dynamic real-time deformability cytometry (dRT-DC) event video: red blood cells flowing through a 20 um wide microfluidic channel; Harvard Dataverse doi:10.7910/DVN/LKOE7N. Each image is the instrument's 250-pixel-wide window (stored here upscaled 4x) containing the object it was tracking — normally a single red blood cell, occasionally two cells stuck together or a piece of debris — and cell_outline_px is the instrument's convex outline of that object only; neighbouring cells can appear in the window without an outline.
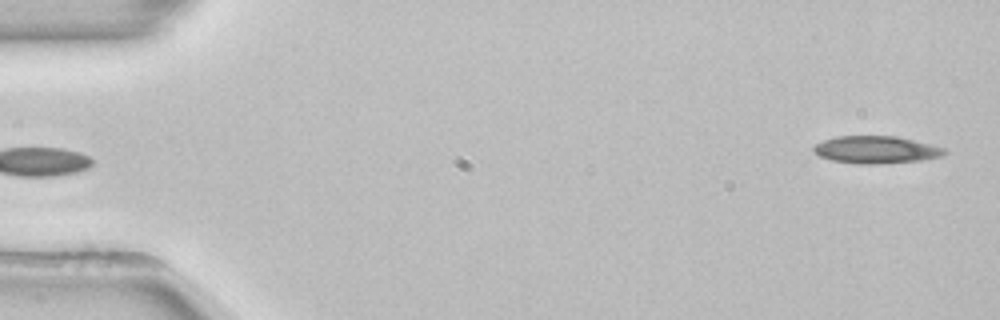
{"species": "common noctule bat (a hibernating species)", "species_latin": "Nyctalus noctula", "temperature_condition": "room temperature", "stored_images_in_passage": 52, "camera_frame_rate_fps": 3000, "um_per_image_px": 0.085, "animal": {"sex": "female", "body_mass_g": 22.7, "forearm_length_mm": 54.2}, "frame": {"image": 1, "passage_image": 1, "time_ms": 0.0, "image_size_px": [1000, 320], "cell_outline_px": [[948, 152], [940, 156], [920, 160], [880, 164], [860, 164], [832, 160], [820, 156], [812, 152], [812, 148], [816, 144], [824, 140], [836, 136], [896, 136], [944, 148]], "centroid_in_image_um": [74.42, 12.73], "position_along_channel_um": 10.6, "area_um2": 20.69}}
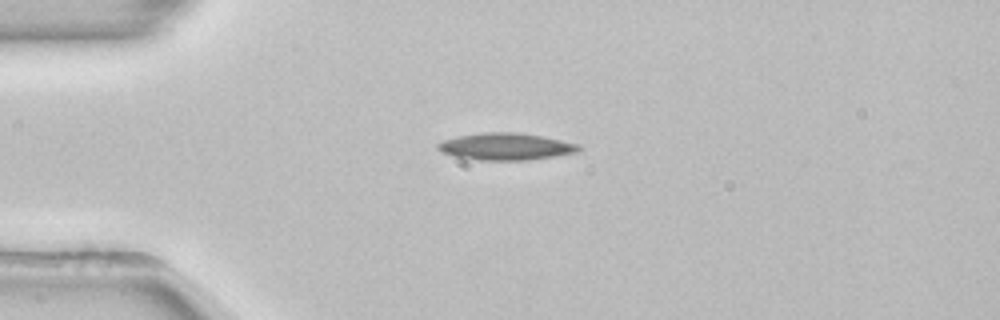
{"frame": {"image": 2, "passage_image": 12, "time_ms": 3.667, "image_size_px": [1000, 320], "cell_outline_px": [[584, 148], [576, 152], [528, 160], [480, 160], [456, 156], [444, 152], [436, 148], [436, 144], [444, 140], [456, 136], [480, 132], [520, 132], [544, 136], [580, 144]], "centroid_in_image_um": [43.02, 12.43], "position_along_channel_um": 42.0, "area_um2": 22.25}}
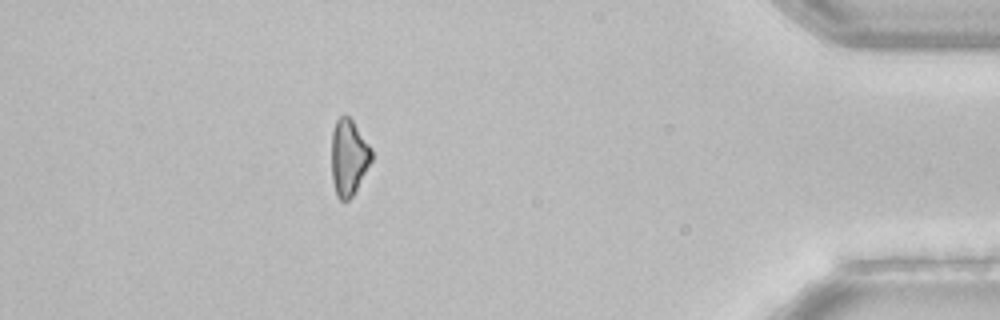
{"frame": {"image": 3, "passage_image": 46, "time_ms": 15.0, "image_size_px": [1000, 320], "cell_outline_px": [[372, 160], [352, 196], [348, 200], [340, 200], [336, 196], [332, 180], [332, 132], [336, 120], [340, 116], [348, 116], [352, 120], [372, 148]], "centroid_in_image_um": [29.63, 13.38], "position_along_channel_um": 405.6, "area_um2": 17.63}, "authors_computed_cell_mechanics": {"area_um2": 19.7676, "velocity_mm_per_s": 3.8779, "shape_relaxation_time_tau1_ms": 8.0406, "shape_relaxation_time_tau2_ms": null, "deformation_change_tau1": 0.1419, "deformation_change_tau2": null}}